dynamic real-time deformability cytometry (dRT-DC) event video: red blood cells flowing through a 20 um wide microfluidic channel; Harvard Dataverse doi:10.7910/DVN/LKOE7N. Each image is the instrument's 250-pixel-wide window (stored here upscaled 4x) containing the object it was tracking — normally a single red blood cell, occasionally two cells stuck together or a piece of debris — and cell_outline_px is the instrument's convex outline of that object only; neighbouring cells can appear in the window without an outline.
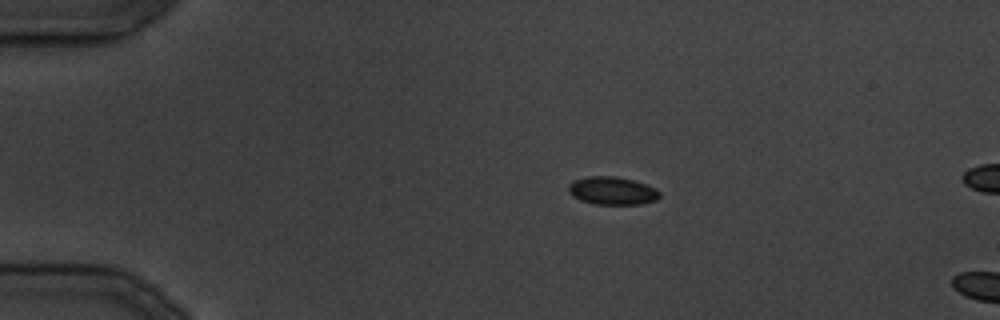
{"species": "common noctule bat (a hibernating species)", "species_latin": "Nyctalus noctula", "temperature_condition": "cold", "stored_images_in_passage": 3, "camera_frame_rate_fps": 3000, "um_per_image_px": 0.085, "animal": {"sex": "male", "body_mass_g": 19.5, "forearm_length_mm": 54.6}, "frame": {"image": 1, "passage_image": 1, "time_ms": 0.0, "image_size_px": [1000, 320], "cell_outline_px": [[660, 196], [656, 200], [640, 204], [596, 204], [580, 200], [572, 196], [568, 192], [568, 184], [572, 180], [588, 176], [612, 176], [632, 180], [656, 188], [660, 192]], "centroid_in_image_um": [52.0, 16.21], "position_along_channel_um": 33.0, "area_um2": 14.85}}